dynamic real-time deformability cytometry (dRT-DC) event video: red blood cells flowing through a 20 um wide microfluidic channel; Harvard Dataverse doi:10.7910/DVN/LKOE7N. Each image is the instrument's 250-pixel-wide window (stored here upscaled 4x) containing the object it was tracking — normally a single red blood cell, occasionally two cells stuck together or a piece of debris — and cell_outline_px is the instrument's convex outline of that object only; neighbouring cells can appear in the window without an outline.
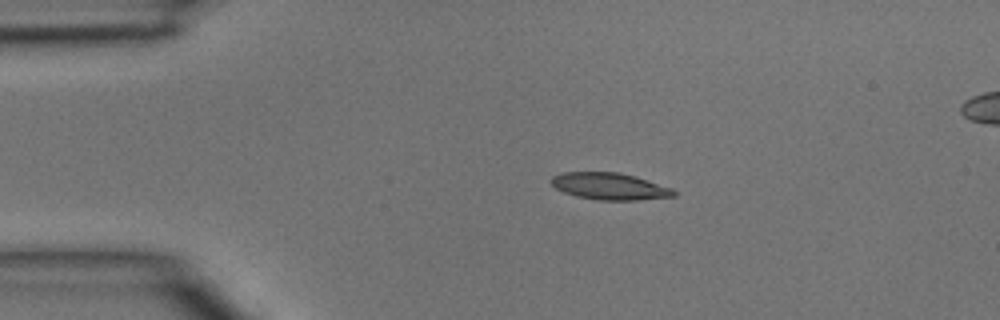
{"species": "common noctule bat (a hibernating species)", "species_latin": "Nyctalus noctula", "temperature_condition": "room temperature", "stored_images_in_passage": 38, "camera_frame_rate_fps": 3000, "um_per_image_px": 0.085, "animal": {"sex": "male", "body_mass_g": 15.6}, "frame": {"image": 1, "passage_image": 1, "time_ms": 0.0, "image_size_px": [1000, 320], "cell_outline_px": [[676, 196], [636, 200], [600, 200], [576, 196], [564, 192], [556, 188], [548, 180], [552, 176], [564, 172], [616, 172], [632, 176], [672, 188], [676, 192]], "centroid_in_image_um": [51.78, 15.84], "position_along_channel_um": 33.2, "area_um2": 18.96}}
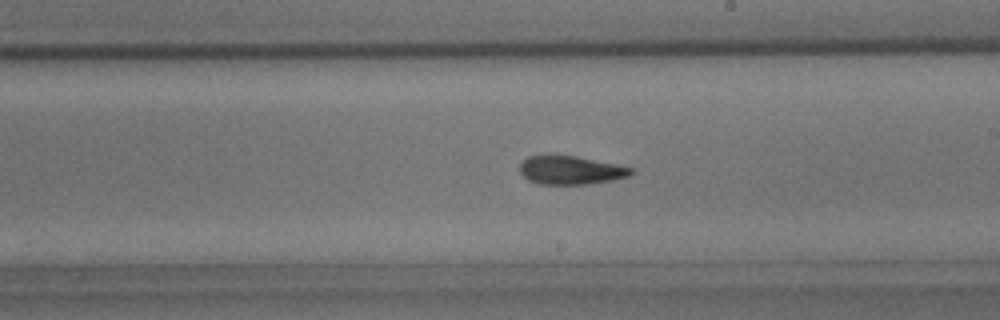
{"frame": {"image": 2, "passage_image": 18, "time_ms": 5.667, "image_size_px": [1000, 320], "cell_outline_px": [[632, 172], [628, 176], [612, 180], [588, 184], [540, 184], [528, 180], [520, 172], [520, 164], [528, 156], [576, 156], [616, 164], [632, 168]], "centroid_in_image_um": [48.5, 14.47], "position_along_channel_um": 240.5, "area_um2": 18.15}}
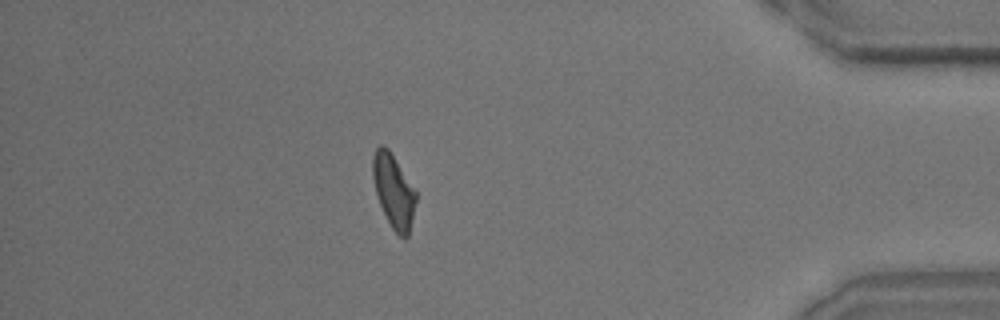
{"frame": {"image": 3, "passage_image": 32, "time_ms": 10.333, "image_size_px": [1000, 320], "cell_outline_px": [[416, 200], [408, 236], [404, 240], [392, 228], [380, 204], [376, 192], [372, 176], [372, 156], [376, 148], [380, 144], [384, 144], [388, 148], [416, 192]], "centroid_in_image_um": [33.43, 16.21], "position_along_channel_um": 401.8, "area_um2": 18.15}}